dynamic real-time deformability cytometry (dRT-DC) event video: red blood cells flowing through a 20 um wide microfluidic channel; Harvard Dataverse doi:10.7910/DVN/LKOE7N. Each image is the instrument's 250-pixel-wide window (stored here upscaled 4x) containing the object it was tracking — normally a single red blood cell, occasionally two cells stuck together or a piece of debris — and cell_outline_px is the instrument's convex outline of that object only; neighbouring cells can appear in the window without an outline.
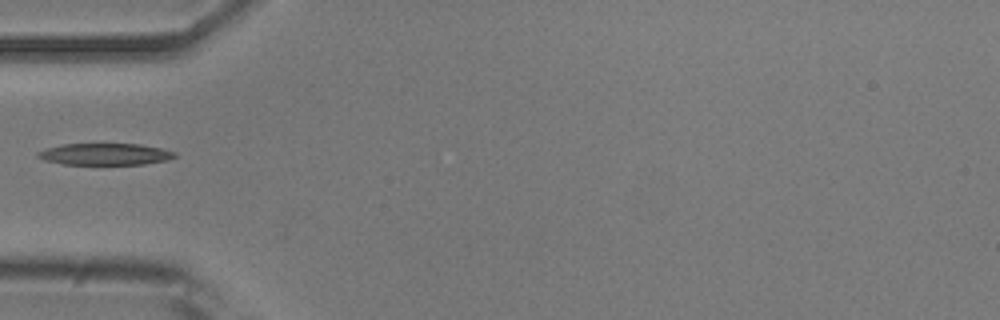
{"species": "common noctule bat (a hibernating species)", "species_latin": "Nyctalus noctula", "temperature_condition": "room temperature", "stored_images_in_passage": 4, "camera_frame_rate_fps": 3000, "um_per_image_px": 0.085, "animal": {"sex": "male", "body_mass_g": 20.5, "forearm_length_mm": 52.5}, "frame": {"image": 1, "passage_image": 1, "time_ms": 0.0, "image_size_px": [1000, 320], "cell_outline_px": [[176, 156], [168, 160], [144, 164], [64, 164], [44, 160], [36, 156], [36, 152], [44, 148], [60, 144], [140, 144], [160, 148], [176, 152]], "centroid_in_image_um": [8.89, 13.1], "position_along_channel_um": 76.1, "area_um2": 17.34}}
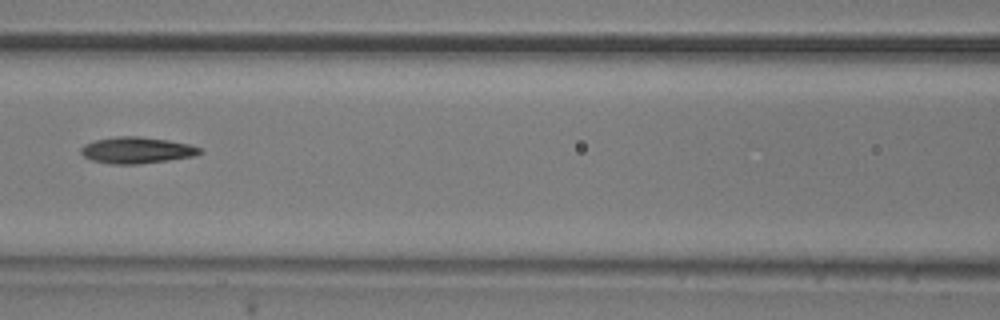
{"frame": {"image": 2, "passage_image": 3, "time_ms": 0.667, "image_size_px": [1000, 320], "cell_outline_px": [[204, 152], [196, 156], [168, 160], [136, 164], [112, 164], [92, 160], [84, 156], [80, 152], [80, 148], [84, 144], [96, 140], [116, 136], [140, 136], [168, 140], [188, 144], [204, 148]], "centroid_in_image_um": [11.66, 12.76], "position_along_channel_um": 154.9, "area_um2": 18.38}}
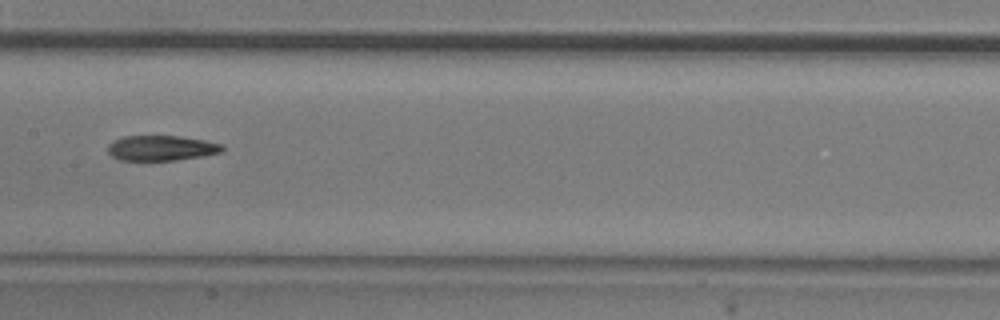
{"frame": {"image": 3, "passage_image": 4, "time_ms": 1.0, "image_size_px": [1000, 320], "cell_outline_px": [[224, 152], [176, 160], [120, 160], [112, 156], [108, 152], [108, 144], [124, 136], [180, 136], [204, 140], [224, 144]], "centroid_in_image_um": [13.75, 12.58], "position_along_channel_um": 193.7, "area_um2": 16.76}}